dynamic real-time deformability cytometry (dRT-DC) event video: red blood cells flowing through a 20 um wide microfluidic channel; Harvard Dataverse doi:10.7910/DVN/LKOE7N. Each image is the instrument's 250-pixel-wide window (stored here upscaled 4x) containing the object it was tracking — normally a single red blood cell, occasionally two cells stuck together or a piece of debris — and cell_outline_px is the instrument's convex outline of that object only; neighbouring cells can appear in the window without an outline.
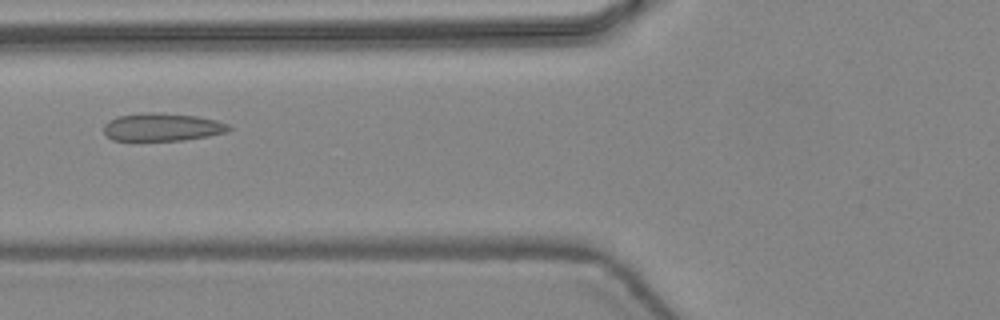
{"species": "common noctule bat (a hibernating species)", "species_latin": "Nyctalus noctula", "temperature_condition": "warm", "stored_images_in_passage": 41, "camera_frame_rate_fps": 3000, "um_per_image_px": 0.085, "animal": {"sex": "female", "body_mass_g": 24.6, "forearm_length_mm": 56.2}, "frame": {"image": 1, "passage_image": 14, "time_ms": 4.333, "image_size_px": [1000, 320], "cell_outline_px": [[232, 128], [228, 132], [208, 136], [184, 140], [112, 140], [104, 132], [104, 124], [108, 120], [116, 116], [148, 112], [156, 112], [196, 116], [216, 120], [228, 124]], "centroid_in_image_um": [13.79, 10.8], "position_along_channel_um": 112.0, "area_um2": 20.35}}
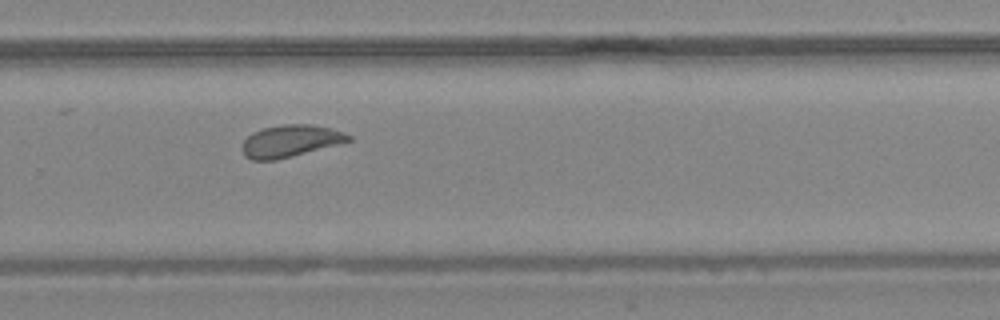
{"frame": {"image": 2, "passage_image": 27, "time_ms": 8.667, "image_size_px": [1000, 320], "cell_outline_px": [[352, 140], [292, 156], [276, 160], [252, 160], [244, 156], [240, 148], [244, 140], [252, 132], [264, 128], [284, 124], [312, 124], [332, 128], [344, 132], [352, 136]], "centroid_in_image_um": [24.66, 11.98], "position_along_channel_um": 305.1, "area_um2": 19.88}}
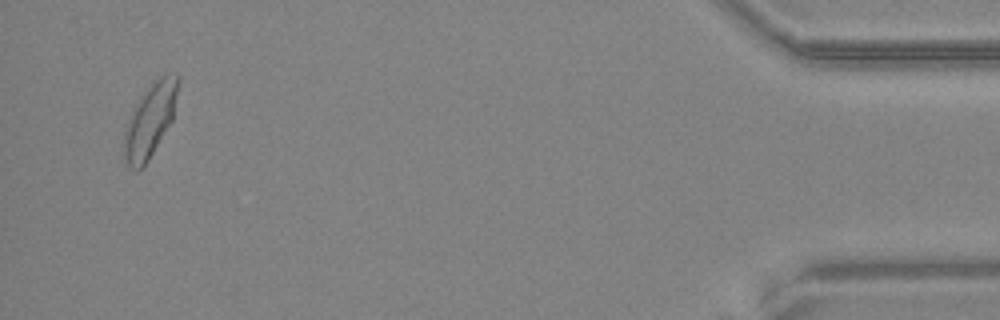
{"frame": {"image": 3, "passage_image": 40, "time_ms": 13.0, "image_size_px": [1000, 320], "cell_outline_px": [[180, 80], [172, 120], [148, 160], [136, 172], [124, 160], [124, 132], [128, 120], [136, 104], [152, 80], [160, 76], [176, 72], [180, 76]], "centroid_in_image_um": [12.77, 10.17], "position_along_channel_um": 422.4, "area_um2": 22.89}, "authors_computed_cell_mechanics": {"area_um2": 20.519, "velocity_mm_per_s": 4.4729, "shape_relaxation_time_tau1_ms": 8.6257, "shape_relaxation_time_tau2_ms": 1.0294, "deformation_change_tau1": 0.1683, "deformation_change_tau2": 0.0643}}